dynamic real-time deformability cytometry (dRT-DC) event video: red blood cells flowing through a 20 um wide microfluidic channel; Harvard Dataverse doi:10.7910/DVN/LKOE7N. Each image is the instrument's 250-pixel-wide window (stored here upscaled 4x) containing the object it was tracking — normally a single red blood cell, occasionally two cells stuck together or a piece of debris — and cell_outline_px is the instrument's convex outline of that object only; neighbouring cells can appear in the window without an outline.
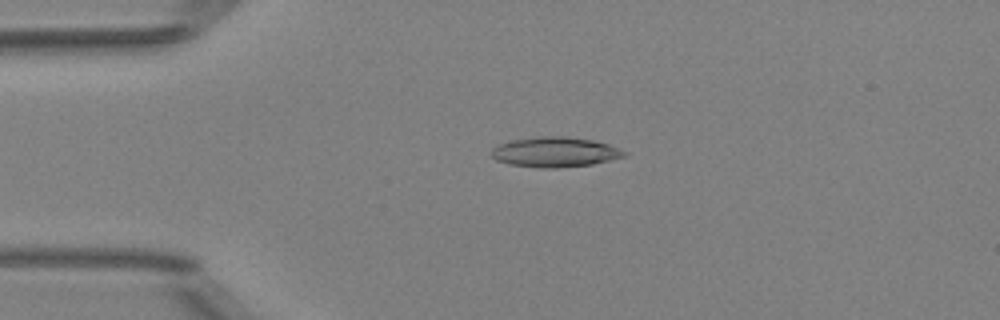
{"species": "Egyptian fruit bat (a non-hibernating species)", "species_latin": "Rousettus aegyptiacus", "temperature_condition": "room temperature", "stored_images_in_passage": 40, "camera_frame_rate_fps": 3000, "um_per_image_px": 0.085, "animal": {"sex": "female"}, "frame": {"image": 1, "passage_image": 1, "time_ms": 0.0, "image_size_px": [1000, 320], "cell_outline_px": [[628, 152], [624, 156], [592, 164], [556, 168], [544, 168], [508, 164], [496, 160], [492, 156], [492, 148], [500, 144], [512, 140], [544, 136], [564, 136], [592, 140], [608, 144]], "centroid_in_image_um": [47.16, 12.92], "position_along_channel_um": 37.8, "area_um2": 22.95}}
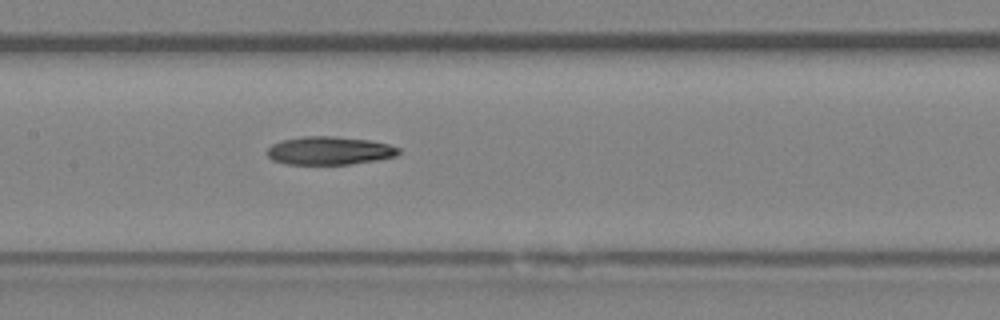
{"frame": {"image": 2, "passage_image": 14, "time_ms": 4.333, "image_size_px": [1000, 320], "cell_outline_px": [[400, 152], [396, 156], [376, 160], [348, 164], [284, 164], [272, 160], [268, 156], [268, 148], [272, 144], [284, 140], [304, 136], [332, 136], [368, 140], [388, 144], [400, 148]], "centroid_in_image_um": [28.0, 12.81], "position_along_channel_um": 179.4, "area_um2": 21.44}}
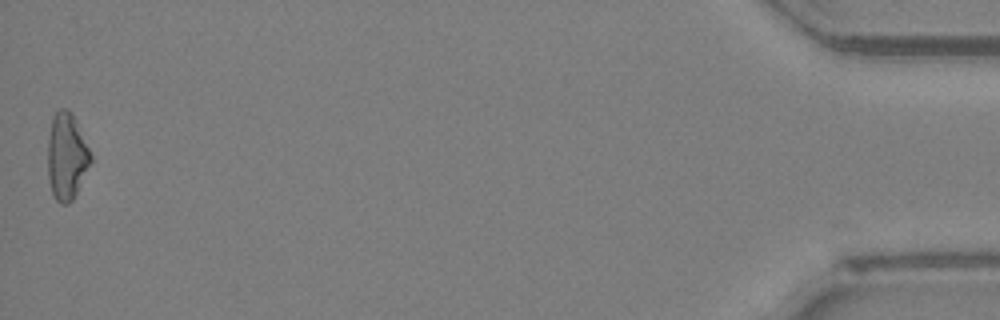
{"frame": {"image": 3, "passage_image": 40, "time_ms": 13.0, "image_size_px": [1000, 320], "cell_outline_px": [[92, 160], [72, 200], [68, 204], [60, 204], [52, 196], [48, 176], [48, 140], [52, 116], [60, 108], [68, 108], [72, 112], [76, 120], [92, 156]], "centroid_in_image_um": [5.65, 13.28], "position_along_channel_um": 429.6, "area_um2": 21.68}}